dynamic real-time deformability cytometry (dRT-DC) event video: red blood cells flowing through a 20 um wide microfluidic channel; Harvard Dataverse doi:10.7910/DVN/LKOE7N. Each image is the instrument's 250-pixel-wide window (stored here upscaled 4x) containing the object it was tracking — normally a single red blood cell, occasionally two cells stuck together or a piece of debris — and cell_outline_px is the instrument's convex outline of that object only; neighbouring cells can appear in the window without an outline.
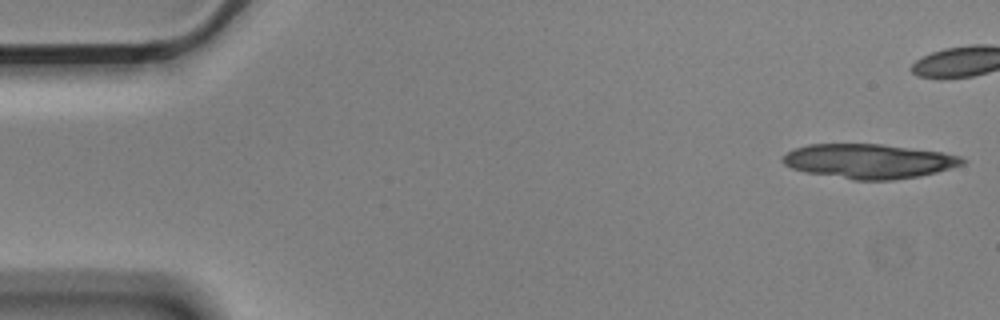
{"species": "Egyptian fruit bat (a non-hibernating species)", "species_latin": "Rousettus aegyptiacus", "temperature_condition": "cold", "stored_images_in_passage": 6, "camera_frame_rate_fps": 3000, "um_per_image_px": 0.085, "animal": {"sex": "male"}, "frame": {"image": 1, "passage_image": 1, "time_ms": 0.0, "image_size_px": [1000, 320], "cell_outline_px": [[968, 160], [964, 164], [936, 172], [920, 176], [892, 180], [852, 180], [804, 172], [792, 168], [784, 164], [780, 160], [788, 152], [796, 148], [808, 144], [880, 144], [940, 152], [960, 156]], "centroid_in_image_um": [73.84, 13.71], "position_along_channel_um": 11.2, "area_um2": 36.07}}
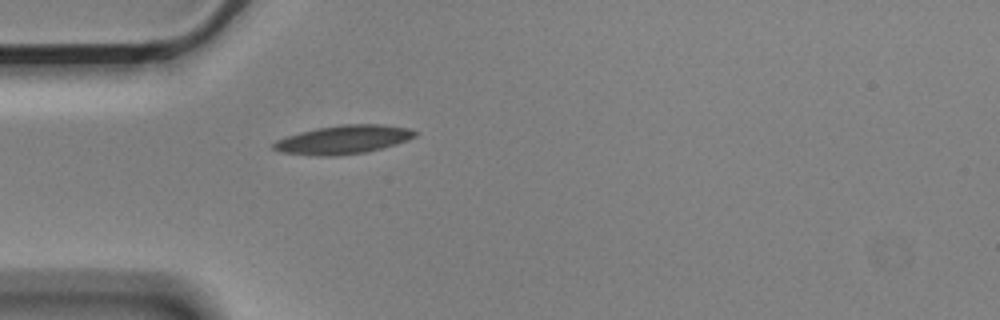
{"frame": {"image": 2, "passage_image": 6, "time_ms": 1.667, "image_size_px": [1000, 320], "cell_outline_px": [[416, 136], [408, 140], [380, 148], [364, 152], [332, 156], [320, 156], [280, 152], [272, 148], [272, 144], [276, 140], [300, 132], [316, 128], [344, 124], [380, 124], [408, 128], [416, 132]], "centroid_in_image_um": [29.15, 11.86], "position_along_channel_um": 55.8, "area_um2": 23.29}}